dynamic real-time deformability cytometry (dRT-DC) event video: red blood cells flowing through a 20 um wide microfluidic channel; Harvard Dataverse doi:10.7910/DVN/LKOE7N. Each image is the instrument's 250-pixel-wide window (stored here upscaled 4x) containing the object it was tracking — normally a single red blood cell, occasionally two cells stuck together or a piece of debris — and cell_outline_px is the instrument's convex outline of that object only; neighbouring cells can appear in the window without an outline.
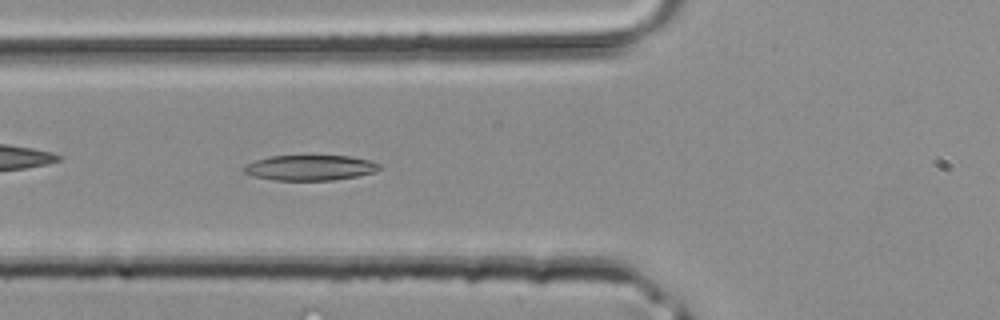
{"species": "common noctule bat (a hibernating species)", "species_latin": "Nyctalus noctula", "temperature_condition": "room temperature", "stored_images_in_passage": 29, "camera_frame_rate_fps": 3000, "um_per_image_px": 0.085, "animal": {"sex": "male", "body_mass_g": 20.4}, "frame": {"image": 1, "passage_image": 4, "time_ms": 1.0, "image_size_px": [1000, 320], "cell_outline_px": [[384, 168], [376, 172], [356, 176], [332, 180], [276, 180], [252, 176], [244, 172], [240, 168], [256, 160], [268, 156], [348, 156], [368, 160], [380, 164]], "centroid_in_image_um": [26.36, 14.26], "position_along_channel_um": 99.4, "area_um2": 20.0}}
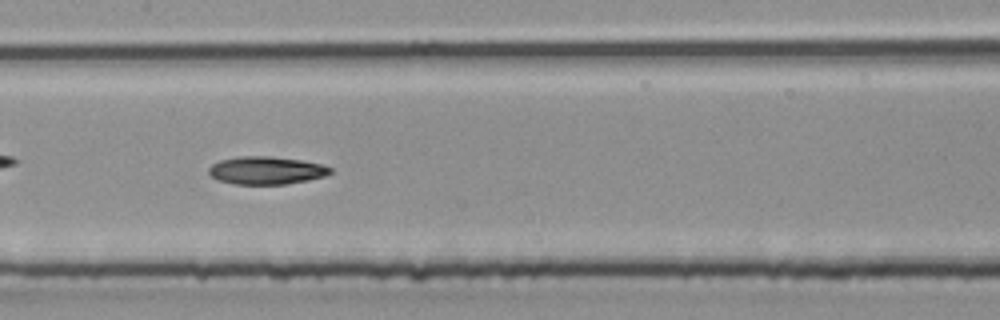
{"frame": {"image": 2, "passage_image": 9, "time_ms": 2.667, "image_size_px": [1000, 320], "cell_outline_px": [[332, 172], [324, 176], [308, 180], [288, 184], [236, 184], [216, 180], [208, 172], [208, 168], [212, 164], [220, 160], [240, 156], [272, 156], [300, 160], [324, 164], [332, 168]], "centroid_in_image_um": [22.64, 14.48], "position_along_channel_um": 184.8, "area_um2": 19.83}}
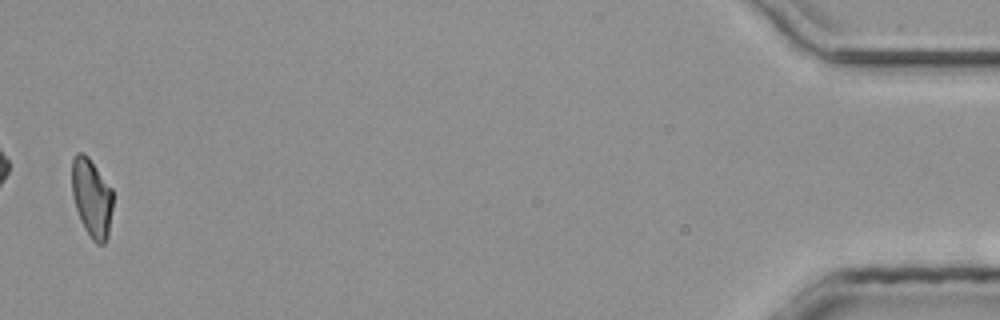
{"frame": {"image": 3, "passage_image": 29, "time_ms": 9.333, "image_size_px": [1000, 320], "cell_outline_px": [[112, 208], [108, 236], [104, 244], [96, 244], [92, 240], [84, 228], [80, 220], [72, 196], [72, 160], [76, 152], [84, 152], [88, 156], [112, 188]], "centroid_in_image_um": [7.79, 16.81], "position_along_channel_um": 427.4, "area_um2": 18.9}}